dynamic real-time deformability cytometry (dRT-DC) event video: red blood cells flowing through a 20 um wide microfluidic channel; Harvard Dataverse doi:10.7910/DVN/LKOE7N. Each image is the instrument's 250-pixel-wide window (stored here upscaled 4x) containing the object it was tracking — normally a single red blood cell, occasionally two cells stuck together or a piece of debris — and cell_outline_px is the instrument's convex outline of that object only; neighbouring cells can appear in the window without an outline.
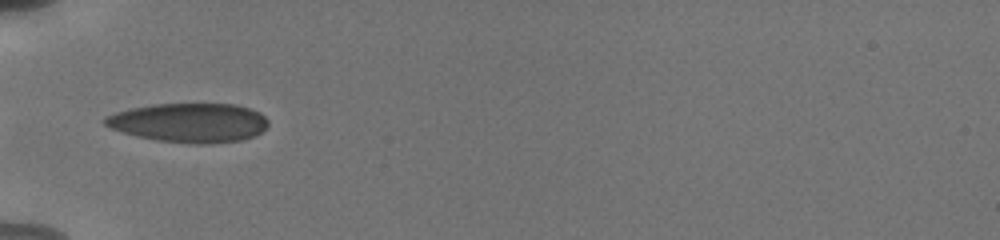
{"species": "human", "species_latin": "Homo sapiens", "temperature_condition": "cold", "stored_images_in_passage": 36, "camera_frame_rate_fps": 3000, "um_per_image_px": 0.085, "donor": {"sex": "male"}, "frame": {"image": 1, "passage_image": 1, "time_ms": 0.0, "image_size_px": [1000, 240], "cell_outline_px": [[268, 124], [256, 136], [240, 140], [204, 144], [196, 144], [156, 140], [136, 136], [112, 128], [104, 124], [104, 116], [116, 112], [132, 108], [152, 104], [236, 104], [260, 112], [268, 120]], "centroid_in_image_um": [16.09, 10.42], "position_along_channel_um": 68.9, "area_um2": 37.17}}
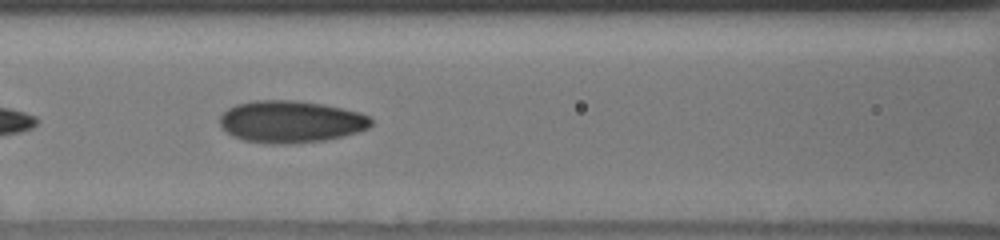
{"frame": {"image": 2, "passage_image": 7, "time_ms": 2.0, "image_size_px": [1000, 240], "cell_outline_px": [[372, 124], [368, 128], [344, 136], [324, 140], [288, 144], [268, 144], [244, 140], [232, 136], [220, 124], [220, 116], [228, 108], [236, 104], [252, 100], [296, 100], [324, 104], [360, 112], [368, 116], [372, 120]], "centroid_in_image_um": [24.71, 10.34], "position_along_channel_um": 141.9, "area_um2": 37.17}}
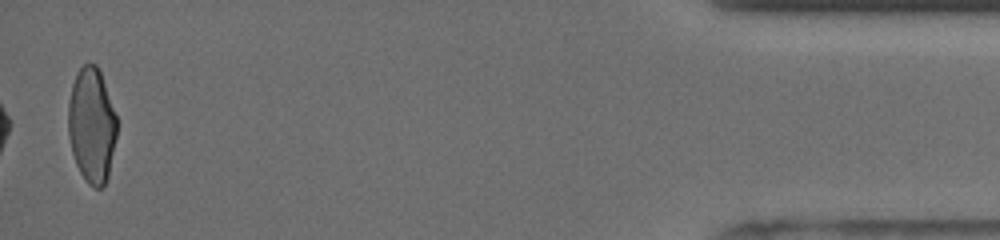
{"frame": {"image": 3, "passage_image": 35, "time_ms": 11.333, "image_size_px": [1000, 240], "cell_outline_px": [[116, 136], [108, 176], [104, 184], [100, 188], [92, 188], [84, 180], [76, 164], [72, 152], [68, 136], [68, 104], [72, 84], [76, 72], [84, 64], [96, 64], [100, 72], [116, 116]], "centroid_in_image_um": [7.77, 10.67], "position_along_channel_um": 427.4, "area_um2": 32.48}, "authors_computed_cell_mechanics": {"area_um2": 34.8534, "velocity_mm_per_s": 3.8363, "shape_relaxation_time_tau1_ms": 8.5261, "shape_relaxation_time_tau2_ms": 1.4967, "deformation_change_tau1": 0.1962, "deformation_change_tau2": 0.0718}}